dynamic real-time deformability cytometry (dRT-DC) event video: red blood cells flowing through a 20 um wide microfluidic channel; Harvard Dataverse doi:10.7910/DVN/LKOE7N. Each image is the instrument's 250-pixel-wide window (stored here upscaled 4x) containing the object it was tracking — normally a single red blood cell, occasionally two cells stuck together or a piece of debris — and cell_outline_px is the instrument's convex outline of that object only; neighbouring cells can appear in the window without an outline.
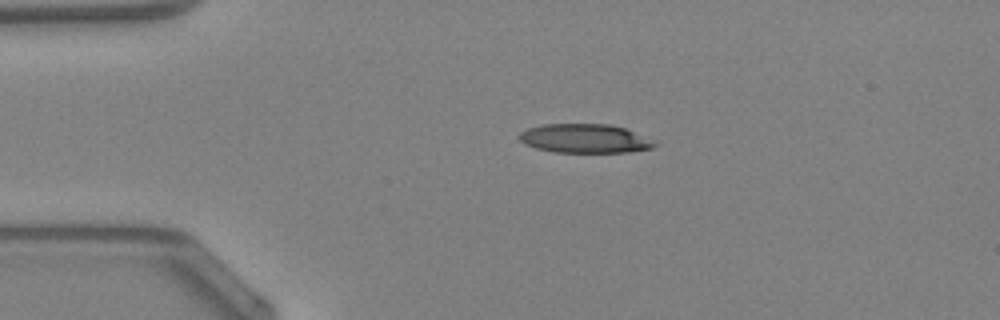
{"species": "Egyptian fruit bat (a non-hibernating species)", "species_latin": "Rousettus aegyptiacus", "temperature_condition": "warm", "stored_images_in_passage": 38, "camera_frame_rate_fps": 3000, "um_per_image_px": 0.085, "animal": {"sex": "female"}, "frame": {"image": 1, "passage_image": 1, "time_ms": 0.0, "image_size_px": [1000, 320], "cell_outline_px": [[656, 144], [652, 148], [628, 152], [552, 152], [536, 148], [524, 144], [516, 136], [520, 132], [528, 128], [544, 124], [608, 124], [624, 128]], "centroid_in_image_um": [49.58, 11.77], "position_along_channel_um": 35.4, "area_um2": 22.48}}
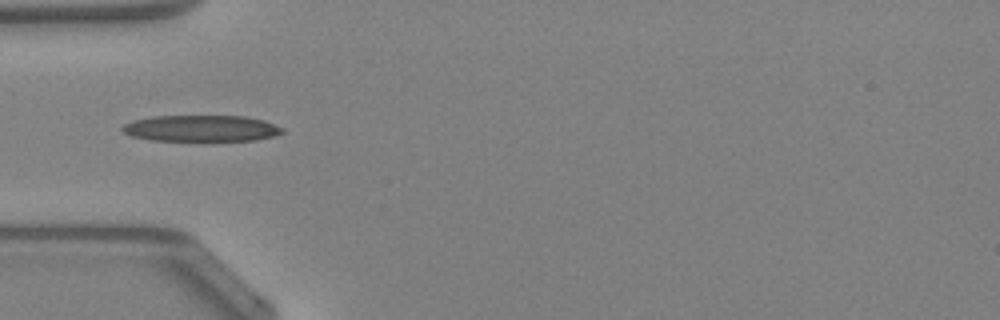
{"frame": {"image": 2, "passage_image": 6, "time_ms": 1.667, "image_size_px": [1000, 320], "cell_outline_px": [[284, 132], [276, 136], [256, 140], [152, 140], [132, 136], [124, 132], [120, 128], [124, 124], [132, 120], [152, 116], [244, 116], [264, 120], [284, 128]], "centroid_in_image_um": [17.12, 10.9], "position_along_channel_um": 67.9, "area_um2": 24.51}}
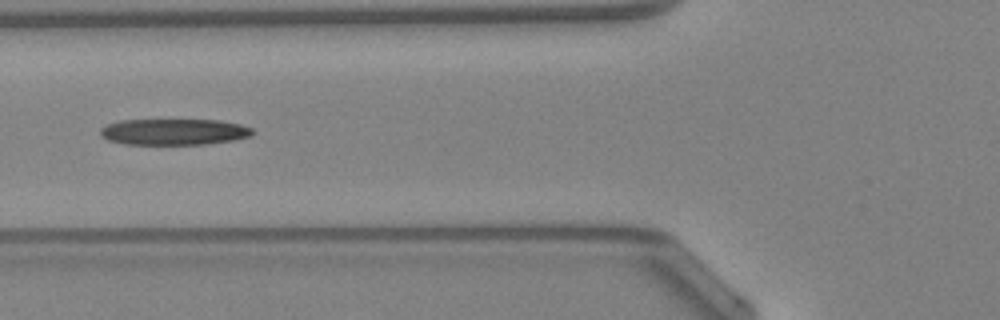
{"frame": {"image": 3, "passage_image": 9, "time_ms": 2.667, "image_size_px": [1000, 320], "cell_outline_px": [[256, 132], [252, 136], [236, 140], [208, 144], [124, 144], [108, 140], [100, 136], [100, 128], [108, 124], [120, 120], [220, 120], [240, 124], [252, 128]], "centroid_in_image_um": [14.83, 11.21], "position_along_channel_um": 111.0, "area_um2": 23.47}}